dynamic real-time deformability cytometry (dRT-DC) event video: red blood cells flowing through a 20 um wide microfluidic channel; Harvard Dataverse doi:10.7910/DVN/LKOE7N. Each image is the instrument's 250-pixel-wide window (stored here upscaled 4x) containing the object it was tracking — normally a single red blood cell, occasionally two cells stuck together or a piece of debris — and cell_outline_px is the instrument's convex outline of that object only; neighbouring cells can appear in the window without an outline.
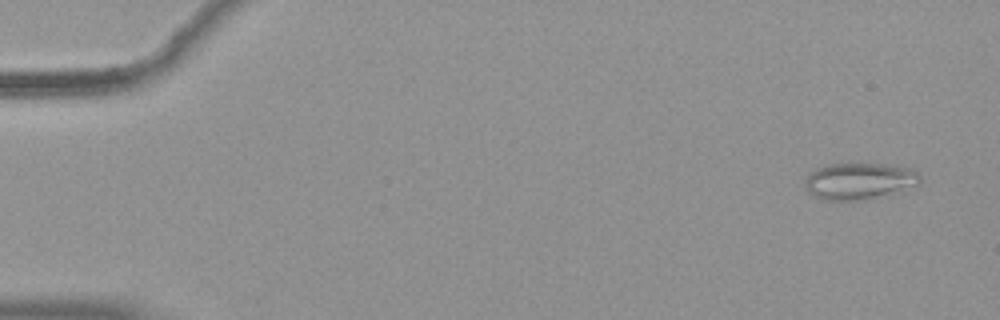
{"species": "common noctule bat (a hibernating species)", "species_latin": "Nyctalus noctula", "temperature_condition": "warm", "stored_images_in_passage": 54, "camera_frame_rate_fps": 3000, "um_per_image_px": 0.085, "animal": {"sex": "female", "body_mass_g": 19.9}, "frame": {"image": 1, "passage_image": 3, "time_ms": 0.667, "image_size_px": [1000, 320], "cell_outline_px": [[920, 184], [888, 196], [864, 200], [820, 200], [812, 196], [808, 192], [804, 184], [804, 180], [816, 168], [828, 164], [896, 164], [912, 168], [920, 176]], "centroid_in_image_um": [73.07, 15.4], "position_along_channel_um": 11.9, "area_um2": 25.14}}
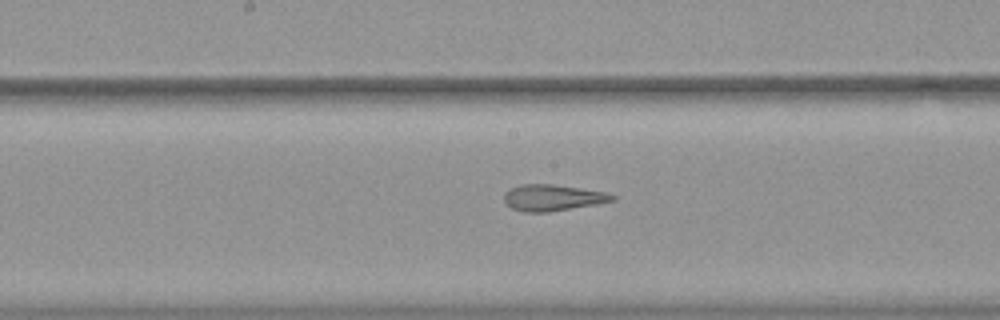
{"frame": {"image": 2, "passage_image": 29, "time_ms": 9.333, "image_size_px": [1000, 320], "cell_outline_px": [[616, 200], [596, 204], [548, 212], [524, 212], [512, 208], [504, 200], [504, 192], [508, 188], [520, 184], [552, 184], [580, 188], [604, 192], [616, 196]], "centroid_in_image_um": [46.94, 16.79], "position_along_channel_um": 201.3, "area_um2": 16.53}}
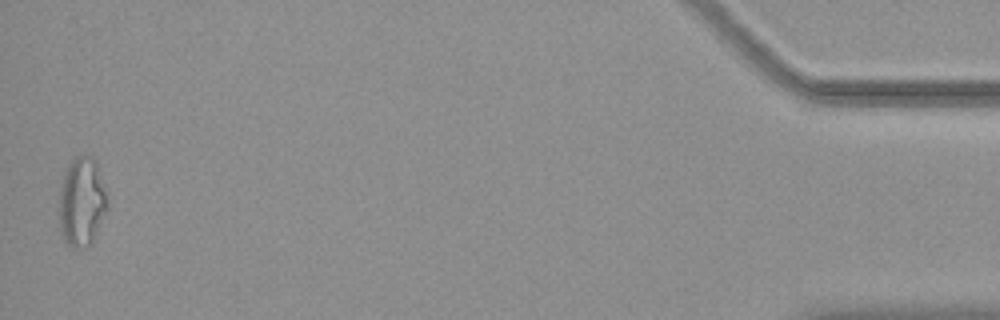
{"frame": {"image": 3, "passage_image": 54, "time_ms": 17.667, "image_size_px": [1000, 320], "cell_outline_px": [[108, 208], [92, 240], [88, 244], [80, 248], [72, 248], [64, 240], [60, 228], [60, 184], [64, 168], [76, 156], [92, 156], [96, 160], [104, 188]], "centroid_in_image_um": [6.93, 17.11], "position_along_channel_um": 428.3, "area_um2": 24.8}, "authors_computed_cell_mechanics": {"area_um2": 20.6057, "velocity_mm_per_s": 3.7481, "shape_relaxation_time_tau1_ms": null, "shape_relaxation_time_tau2_ms": 2.0899, "deformation_change_tau1": null, "deformation_change_tau2": 0.1236}}